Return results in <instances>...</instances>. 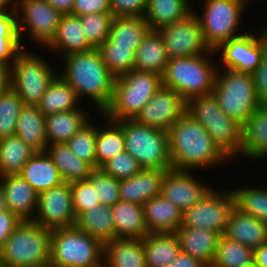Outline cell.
Here are the masks:
<instances>
[{
	"label": "cell",
	"instance_id": "cell-1",
	"mask_svg": "<svg viewBox=\"0 0 267 267\" xmlns=\"http://www.w3.org/2000/svg\"><path fill=\"white\" fill-rule=\"evenodd\" d=\"M168 140L174 170H203L230 161L207 130L187 112L170 127Z\"/></svg>",
	"mask_w": 267,
	"mask_h": 267
},
{
	"label": "cell",
	"instance_id": "cell-2",
	"mask_svg": "<svg viewBox=\"0 0 267 267\" xmlns=\"http://www.w3.org/2000/svg\"><path fill=\"white\" fill-rule=\"evenodd\" d=\"M60 76L75 90L78 99L88 97L103 113L110 105L115 76L101 58L97 48L63 57Z\"/></svg>",
	"mask_w": 267,
	"mask_h": 267
},
{
	"label": "cell",
	"instance_id": "cell-3",
	"mask_svg": "<svg viewBox=\"0 0 267 267\" xmlns=\"http://www.w3.org/2000/svg\"><path fill=\"white\" fill-rule=\"evenodd\" d=\"M52 230L33 221H22L0 250L3 267H49Z\"/></svg>",
	"mask_w": 267,
	"mask_h": 267
},
{
	"label": "cell",
	"instance_id": "cell-4",
	"mask_svg": "<svg viewBox=\"0 0 267 267\" xmlns=\"http://www.w3.org/2000/svg\"><path fill=\"white\" fill-rule=\"evenodd\" d=\"M214 55L216 57L212 50L203 55L170 58L162 75V85L172 88L186 102L194 96L212 93L218 70L213 57L211 59Z\"/></svg>",
	"mask_w": 267,
	"mask_h": 267
},
{
	"label": "cell",
	"instance_id": "cell-5",
	"mask_svg": "<svg viewBox=\"0 0 267 267\" xmlns=\"http://www.w3.org/2000/svg\"><path fill=\"white\" fill-rule=\"evenodd\" d=\"M186 112L207 130L230 160L241 155L242 124L220 109L213 93L190 98L186 102Z\"/></svg>",
	"mask_w": 267,
	"mask_h": 267
},
{
	"label": "cell",
	"instance_id": "cell-6",
	"mask_svg": "<svg viewBox=\"0 0 267 267\" xmlns=\"http://www.w3.org/2000/svg\"><path fill=\"white\" fill-rule=\"evenodd\" d=\"M162 85V76L152 72L131 70L116 77L110 105L102 113L120 121L134 119Z\"/></svg>",
	"mask_w": 267,
	"mask_h": 267
},
{
	"label": "cell",
	"instance_id": "cell-7",
	"mask_svg": "<svg viewBox=\"0 0 267 267\" xmlns=\"http://www.w3.org/2000/svg\"><path fill=\"white\" fill-rule=\"evenodd\" d=\"M104 244L76 226L52 229L49 267H103Z\"/></svg>",
	"mask_w": 267,
	"mask_h": 267
},
{
	"label": "cell",
	"instance_id": "cell-8",
	"mask_svg": "<svg viewBox=\"0 0 267 267\" xmlns=\"http://www.w3.org/2000/svg\"><path fill=\"white\" fill-rule=\"evenodd\" d=\"M216 73L212 90L220 109L230 118L244 124L261 105L256 97L252 74L226 70Z\"/></svg>",
	"mask_w": 267,
	"mask_h": 267
},
{
	"label": "cell",
	"instance_id": "cell-9",
	"mask_svg": "<svg viewBox=\"0 0 267 267\" xmlns=\"http://www.w3.org/2000/svg\"><path fill=\"white\" fill-rule=\"evenodd\" d=\"M125 151L131 154L143 169H172L168 132L142 125L134 119H123Z\"/></svg>",
	"mask_w": 267,
	"mask_h": 267
},
{
	"label": "cell",
	"instance_id": "cell-10",
	"mask_svg": "<svg viewBox=\"0 0 267 267\" xmlns=\"http://www.w3.org/2000/svg\"><path fill=\"white\" fill-rule=\"evenodd\" d=\"M249 0H204L202 14L194 7L203 37L211 50H216L223 42L241 34L239 27ZM242 16V17H241ZM238 30V31H237Z\"/></svg>",
	"mask_w": 267,
	"mask_h": 267
},
{
	"label": "cell",
	"instance_id": "cell-11",
	"mask_svg": "<svg viewBox=\"0 0 267 267\" xmlns=\"http://www.w3.org/2000/svg\"><path fill=\"white\" fill-rule=\"evenodd\" d=\"M36 51L23 49L11 65L10 87L25 105L37 106L50 83L59 74Z\"/></svg>",
	"mask_w": 267,
	"mask_h": 267
},
{
	"label": "cell",
	"instance_id": "cell-12",
	"mask_svg": "<svg viewBox=\"0 0 267 267\" xmlns=\"http://www.w3.org/2000/svg\"><path fill=\"white\" fill-rule=\"evenodd\" d=\"M14 7L21 44L24 32L34 44L46 47L56 35L62 14L46 0H15Z\"/></svg>",
	"mask_w": 267,
	"mask_h": 267
},
{
	"label": "cell",
	"instance_id": "cell-13",
	"mask_svg": "<svg viewBox=\"0 0 267 267\" xmlns=\"http://www.w3.org/2000/svg\"><path fill=\"white\" fill-rule=\"evenodd\" d=\"M235 207L232 190L212 189L201 201L183 213L182 226L203 228L223 235Z\"/></svg>",
	"mask_w": 267,
	"mask_h": 267
},
{
	"label": "cell",
	"instance_id": "cell-14",
	"mask_svg": "<svg viewBox=\"0 0 267 267\" xmlns=\"http://www.w3.org/2000/svg\"><path fill=\"white\" fill-rule=\"evenodd\" d=\"M163 38L168 58L197 56L211 52L194 12L184 19L158 30Z\"/></svg>",
	"mask_w": 267,
	"mask_h": 267
},
{
	"label": "cell",
	"instance_id": "cell-15",
	"mask_svg": "<svg viewBox=\"0 0 267 267\" xmlns=\"http://www.w3.org/2000/svg\"><path fill=\"white\" fill-rule=\"evenodd\" d=\"M32 221L51 230L75 226L76 214L70 183L63 182L39 193Z\"/></svg>",
	"mask_w": 267,
	"mask_h": 267
},
{
	"label": "cell",
	"instance_id": "cell-16",
	"mask_svg": "<svg viewBox=\"0 0 267 267\" xmlns=\"http://www.w3.org/2000/svg\"><path fill=\"white\" fill-rule=\"evenodd\" d=\"M244 33V34H243ZM242 35L223 42L215 53L219 55L218 67L226 70L252 74L265 54L264 44L259 35L243 32Z\"/></svg>",
	"mask_w": 267,
	"mask_h": 267
},
{
	"label": "cell",
	"instance_id": "cell-17",
	"mask_svg": "<svg viewBox=\"0 0 267 267\" xmlns=\"http://www.w3.org/2000/svg\"><path fill=\"white\" fill-rule=\"evenodd\" d=\"M186 112V101L172 88L161 85L134 120L142 125L168 132Z\"/></svg>",
	"mask_w": 267,
	"mask_h": 267
},
{
	"label": "cell",
	"instance_id": "cell-18",
	"mask_svg": "<svg viewBox=\"0 0 267 267\" xmlns=\"http://www.w3.org/2000/svg\"><path fill=\"white\" fill-rule=\"evenodd\" d=\"M195 171L174 170L166 171L161 195L177 206L183 213L201 201L212 188L194 177Z\"/></svg>",
	"mask_w": 267,
	"mask_h": 267
},
{
	"label": "cell",
	"instance_id": "cell-19",
	"mask_svg": "<svg viewBox=\"0 0 267 267\" xmlns=\"http://www.w3.org/2000/svg\"><path fill=\"white\" fill-rule=\"evenodd\" d=\"M7 209L22 221H32L37 208L38 193L19 174L0 177Z\"/></svg>",
	"mask_w": 267,
	"mask_h": 267
},
{
	"label": "cell",
	"instance_id": "cell-20",
	"mask_svg": "<svg viewBox=\"0 0 267 267\" xmlns=\"http://www.w3.org/2000/svg\"><path fill=\"white\" fill-rule=\"evenodd\" d=\"M168 170L142 169L133 177L120 180V200L143 205L161 195L162 182Z\"/></svg>",
	"mask_w": 267,
	"mask_h": 267
},
{
	"label": "cell",
	"instance_id": "cell-21",
	"mask_svg": "<svg viewBox=\"0 0 267 267\" xmlns=\"http://www.w3.org/2000/svg\"><path fill=\"white\" fill-rule=\"evenodd\" d=\"M180 251L200 260L207 267L214 261L220 234L203 228L180 226L175 232Z\"/></svg>",
	"mask_w": 267,
	"mask_h": 267
},
{
	"label": "cell",
	"instance_id": "cell-22",
	"mask_svg": "<svg viewBox=\"0 0 267 267\" xmlns=\"http://www.w3.org/2000/svg\"><path fill=\"white\" fill-rule=\"evenodd\" d=\"M45 48L56 52L60 58L93 49L83 33L80 16L72 14L61 16L56 35Z\"/></svg>",
	"mask_w": 267,
	"mask_h": 267
},
{
	"label": "cell",
	"instance_id": "cell-23",
	"mask_svg": "<svg viewBox=\"0 0 267 267\" xmlns=\"http://www.w3.org/2000/svg\"><path fill=\"white\" fill-rule=\"evenodd\" d=\"M225 237L255 249L267 242V225L236 206L231 211Z\"/></svg>",
	"mask_w": 267,
	"mask_h": 267
},
{
	"label": "cell",
	"instance_id": "cell-24",
	"mask_svg": "<svg viewBox=\"0 0 267 267\" xmlns=\"http://www.w3.org/2000/svg\"><path fill=\"white\" fill-rule=\"evenodd\" d=\"M142 207L149 233H175L182 225L183 212L162 195L148 200Z\"/></svg>",
	"mask_w": 267,
	"mask_h": 267
},
{
	"label": "cell",
	"instance_id": "cell-25",
	"mask_svg": "<svg viewBox=\"0 0 267 267\" xmlns=\"http://www.w3.org/2000/svg\"><path fill=\"white\" fill-rule=\"evenodd\" d=\"M241 155L251 160L267 156V105H260L242 125Z\"/></svg>",
	"mask_w": 267,
	"mask_h": 267
},
{
	"label": "cell",
	"instance_id": "cell-26",
	"mask_svg": "<svg viewBox=\"0 0 267 267\" xmlns=\"http://www.w3.org/2000/svg\"><path fill=\"white\" fill-rule=\"evenodd\" d=\"M19 175L39 194L64 182L58 167L47 152H36Z\"/></svg>",
	"mask_w": 267,
	"mask_h": 267
},
{
	"label": "cell",
	"instance_id": "cell-27",
	"mask_svg": "<svg viewBox=\"0 0 267 267\" xmlns=\"http://www.w3.org/2000/svg\"><path fill=\"white\" fill-rule=\"evenodd\" d=\"M103 267H147L142 239L115 238L104 243Z\"/></svg>",
	"mask_w": 267,
	"mask_h": 267
},
{
	"label": "cell",
	"instance_id": "cell-28",
	"mask_svg": "<svg viewBox=\"0 0 267 267\" xmlns=\"http://www.w3.org/2000/svg\"><path fill=\"white\" fill-rule=\"evenodd\" d=\"M168 60L161 33L158 30H150L136 50L134 70L162 76Z\"/></svg>",
	"mask_w": 267,
	"mask_h": 267
},
{
	"label": "cell",
	"instance_id": "cell-29",
	"mask_svg": "<svg viewBox=\"0 0 267 267\" xmlns=\"http://www.w3.org/2000/svg\"><path fill=\"white\" fill-rule=\"evenodd\" d=\"M15 135L35 152H46V116L37 106L24 105L17 119Z\"/></svg>",
	"mask_w": 267,
	"mask_h": 267
},
{
	"label": "cell",
	"instance_id": "cell-30",
	"mask_svg": "<svg viewBox=\"0 0 267 267\" xmlns=\"http://www.w3.org/2000/svg\"><path fill=\"white\" fill-rule=\"evenodd\" d=\"M111 211L116 238L143 239L149 234L142 205L119 200Z\"/></svg>",
	"mask_w": 267,
	"mask_h": 267
},
{
	"label": "cell",
	"instance_id": "cell-31",
	"mask_svg": "<svg viewBox=\"0 0 267 267\" xmlns=\"http://www.w3.org/2000/svg\"><path fill=\"white\" fill-rule=\"evenodd\" d=\"M84 109L56 112L46 115V137L48 144L66 143L92 117Z\"/></svg>",
	"mask_w": 267,
	"mask_h": 267
},
{
	"label": "cell",
	"instance_id": "cell-32",
	"mask_svg": "<svg viewBox=\"0 0 267 267\" xmlns=\"http://www.w3.org/2000/svg\"><path fill=\"white\" fill-rule=\"evenodd\" d=\"M75 226L103 244L116 238V230L110 206L96 205L76 217Z\"/></svg>",
	"mask_w": 267,
	"mask_h": 267
},
{
	"label": "cell",
	"instance_id": "cell-33",
	"mask_svg": "<svg viewBox=\"0 0 267 267\" xmlns=\"http://www.w3.org/2000/svg\"><path fill=\"white\" fill-rule=\"evenodd\" d=\"M142 241L147 267H167L180 252L175 233H149Z\"/></svg>",
	"mask_w": 267,
	"mask_h": 267
},
{
	"label": "cell",
	"instance_id": "cell-34",
	"mask_svg": "<svg viewBox=\"0 0 267 267\" xmlns=\"http://www.w3.org/2000/svg\"><path fill=\"white\" fill-rule=\"evenodd\" d=\"M46 152L58 167L64 182L86 180L94 168L77 157L66 143L48 144Z\"/></svg>",
	"mask_w": 267,
	"mask_h": 267
},
{
	"label": "cell",
	"instance_id": "cell-35",
	"mask_svg": "<svg viewBox=\"0 0 267 267\" xmlns=\"http://www.w3.org/2000/svg\"><path fill=\"white\" fill-rule=\"evenodd\" d=\"M75 90L58 74L50 83L37 107L46 116L56 112L82 109Z\"/></svg>",
	"mask_w": 267,
	"mask_h": 267
},
{
	"label": "cell",
	"instance_id": "cell-36",
	"mask_svg": "<svg viewBox=\"0 0 267 267\" xmlns=\"http://www.w3.org/2000/svg\"><path fill=\"white\" fill-rule=\"evenodd\" d=\"M150 30L145 18L113 17L109 39L114 43V47L131 48L136 53L138 46Z\"/></svg>",
	"mask_w": 267,
	"mask_h": 267
},
{
	"label": "cell",
	"instance_id": "cell-37",
	"mask_svg": "<svg viewBox=\"0 0 267 267\" xmlns=\"http://www.w3.org/2000/svg\"><path fill=\"white\" fill-rule=\"evenodd\" d=\"M193 12L189 0H147L145 20L151 30L184 19Z\"/></svg>",
	"mask_w": 267,
	"mask_h": 267
},
{
	"label": "cell",
	"instance_id": "cell-38",
	"mask_svg": "<svg viewBox=\"0 0 267 267\" xmlns=\"http://www.w3.org/2000/svg\"><path fill=\"white\" fill-rule=\"evenodd\" d=\"M106 127L97 123L96 138V169L100 168L113 156L125 151V139L122 129V120L114 121L105 117Z\"/></svg>",
	"mask_w": 267,
	"mask_h": 267
},
{
	"label": "cell",
	"instance_id": "cell-39",
	"mask_svg": "<svg viewBox=\"0 0 267 267\" xmlns=\"http://www.w3.org/2000/svg\"><path fill=\"white\" fill-rule=\"evenodd\" d=\"M36 152L20 137L12 135L0 139V177L19 174Z\"/></svg>",
	"mask_w": 267,
	"mask_h": 267
},
{
	"label": "cell",
	"instance_id": "cell-40",
	"mask_svg": "<svg viewBox=\"0 0 267 267\" xmlns=\"http://www.w3.org/2000/svg\"><path fill=\"white\" fill-rule=\"evenodd\" d=\"M17 31L15 7L0 11V62L12 65L16 56L24 49Z\"/></svg>",
	"mask_w": 267,
	"mask_h": 267
},
{
	"label": "cell",
	"instance_id": "cell-41",
	"mask_svg": "<svg viewBox=\"0 0 267 267\" xmlns=\"http://www.w3.org/2000/svg\"><path fill=\"white\" fill-rule=\"evenodd\" d=\"M254 263V249L221 235L211 267H248Z\"/></svg>",
	"mask_w": 267,
	"mask_h": 267
},
{
	"label": "cell",
	"instance_id": "cell-42",
	"mask_svg": "<svg viewBox=\"0 0 267 267\" xmlns=\"http://www.w3.org/2000/svg\"><path fill=\"white\" fill-rule=\"evenodd\" d=\"M235 206L267 225V186L234 187Z\"/></svg>",
	"mask_w": 267,
	"mask_h": 267
},
{
	"label": "cell",
	"instance_id": "cell-43",
	"mask_svg": "<svg viewBox=\"0 0 267 267\" xmlns=\"http://www.w3.org/2000/svg\"><path fill=\"white\" fill-rule=\"evenodd\" d=\"M97 49L115 77L134 69L135 53L131 48L114 47V43L108 38Z\"/></svg>",
	"mask_w": 267,
	"mask_h": 267
},
{
	"label": "cell",
	"instance_id": "cell-44",
	"mask_svg": "<svg viewBox=\"0 0 267 267\" xmlns=\"http://www.w3.org/2000/svg\"><path fill=\"white\" fill-rule=\"evenodd\" d=\"M24 105L11 87L0 92V139L15 135L17 119Z\"/></svg>",
	"mask_w": 267,
	"mask_h": 267
},
{
	"label": "cell",
	"instance_id": "cell-45",
	"mask_svg": "<svg viewBox=\"0 0 267 267\" xmlns=\"http://www.w3.org/2000/svg\"><path fill=\"white\" fill-rule=\"evenodd\" d=\"M92 119L85 124L66 144L80 159L96 169L97 124Z\"/></svg>",
	"mask_w": 267,
	"mask_h": 267
},
{
	"label": "cell",
	"instance_id": "cell-46",
	"mask_svg": "<svg viewBox=\"0 0 267 267\" xmlns=\"http://www.w3.org/2000/svg\"><path fill=\"white\" fill-rule=\"evenodd\" d=\"M112 13H94L80 16L86 40L93 48H98L109 38Z\"/></svg>",
	"mask_w": 267,
	"mask_h": 267
},
{
	"label": "cell",
	"instance_id": "cell-47",
	"mask_svg": "<svg viewBox=\"0 0 267 267\" xmlns=\"http://www.w3.org/2000/svg\"><path fill=\"white\" fill-rule=\"evenodd\" d=\"M87 180L95 189L101 205L112 207L120 200V180L105 174L100 168L94 169Z\"/></svg>",
	"mask_w": 267,
	"mask_h": 267
},
{
	"label": "cell",
	"instance_id": "cell-48",
	"mask_svg": "<svg viewBox=\"0 0 267 267\" xmlns=\"http://www.w3.org/2000/svg\"><path fill=\"white\" fill-rule=\"evenodd\" d=\"M100 169L105 174L122 180L133 177L143 168L131 154L127 151H123L105 162Z\"/></svg>",
	"mask_w": 267,
	"mask_h": 267
},
{
	"label": "cell",
	"instance_id": "cell-49",
	"mask_svg": "<svg viewBox=\"0 0 267 267\" xmlns=\"http://www.w3.org/2000/svg\"><path fill=\"white\" fill-rule=\"evenodd\" d=\"M72 191L73 209L76 217L83 211L96 205H101L95 189L91 183L86 180L70 182Z\"/></svg>",
	"mask_w": 267,
	"mask_h": 267
},
{
	"label": "cell",
	"instance_id": "cell-50",
	"mask_svg": "<svg viewBox=\"0 0 267 267\" xmlns=\"http://www.w3.org/2000/svg\"><path fill=\"white\" fill-rule=\"evenodd\" d=\"M113 17H142L147 9V0H109Z\"/></svg>",
	"mask_w": 267,
	"mask_h": 267
},
{
	"label": "cell",
	"instance_id": "cell-51",
	"mask_svg": "<svg viewBox=\"0 0 267 267\" xmlns=\"http://www.w3.org/2000/svg\"><path fill=\"white\" fill-rule=\"evenodd\" d=\"M256 97L261 105H267V54L265 53L260 64L252 73Z\"/></svg>",
	"mask_w": 267,
	"mask_h": 267
},
{
	"label": "cell",
	"instance_id": "cell-52",
	"mask_svg": "<svg viewBox=\"0 0 267 267\" xmlns=\"http://www.w3.org/2000/svg\"><path fill=\"white\" fill-rule=\"evenodd\" d=\"M94 13H111L109 0H75L72 15L83 16Z\"/></svg>",
	"mask_w": 267,
	"mask_h": 267
},
{
	"label": "cell",
	"instance_id": "cell-53",
	"mask_svg": "<svg viewBox=\"0 0 267 267\" xmlns=\"http://www.w3.org/2000/svg\"><path fill=\"white\" fill-rule=\"evenodd\" d=\"M21 222L22 220L9 210L0 211V250L7 238Z\"/></svg>",
	"mask_w": 267,
	"mask_h": 267
},
{
	"label": "cell",
	"instance_id": "cell-54",
	"mask_svg": "<svg viewBox=\"0 0 267 267\" xmlns=\"http://www.w3.org/2000/svg\"><path fill=\"white\" fill-rule=\"evenodd\" d=\"M167 267H207L200 260L191 257L188 254L179 252L177 257Z\"/></svg>",
	"mask_w": 267,
	"mask_h": 267
},
{
	"label": "cell",
	"instance_id": "cell-55",
	"mask_svg": "<svg viewBox=\"0 0 267 267\" xmlns=\"http://www.w3.org/2000/svg\"><path fill=\"white\" fill-rule=\"evenodd\" d=\"M54 9L62 15L71 14L75 0H46Z\"/></svg>",
	"mask_w": 267,
	"mask_h": 267
},
{
	"label": "cell",
	"instance_id": "cell-56",
	"mask_svg": "<svg viewBox=\"0 0 267 267\" xmlns=\"http://www.w3.org/2000/svg\"><path fill=\"white\" fill-rule=\"evenodd\" d=\"M11 66L0 62V92L10 88Z\"/></svg>",
	"mask_w": 267,
	"mask_h": 267
},
{
	"label": "cell",
	"instance_id": "cell-57",
	"mask_svg": "<svg viewBox=\"0 0 267 267\" xmlns=\"http://www.w3.org/2000/svg\"><path fill=\"white\" fill-rule=\"evenodd\" d=\"M254 263L258 267H267V242L254 249Z\"/></svg>",
	"mask_w": 267,
	"mask_h": 267
},
{
	"label": "cell",
	"instance_id": "cell-58",
	"mask_svg": "<svg viewBox=\"0 0 267 267\" xmlns=\"http://www.w3.org/2000/svg\"><path fill=\"white\" fill-rule=\"evenodd\" d=\"M15 0H0V11L14 8Z\"/></svg>",
	"mask_w": 267,
	"mask_h": 267
},
{
	"label": "cell",
	"instance_id": "cell-59",
	"mask_svg": "<svg viewBox=\"0 0 267 267\" xmlns=\"http://www.w3.org/2000/svg\"><path fill=\"white\" fill-rule=\"evenodd\" d=\"M267 26V25H266ZM261 33L259 34L265 48V53L267 54V27L263 26Z\"/></svg>",
	"mask_w": 267,
	"mask_h": 267
},
{
	"label": "cell",
	"instance_id": "cell-60",
	"mask_svg": "<svg viewBox=\"0 0 267 267\" xmlns=\"http://www.w3.org/2000/svg\"><path fill=\"white\" fill-rule=\"evenodd\" d=\"M3 210H8V209H7L5 194L0 186V211Z\"/></svg>",
	"mask_w": 267,
	"mask_h": 267
},
{
	"label": "cell",
	"instance_id": "cell-61",
	"mask_svg": "<svg viewBox=\"0 0 267 267\" xmlns=\"http://www.w3.org/2000/svg\"><path fill=\"white\" fill-rule=\"evenodd\" d=\"M248 267H258V266L255 263H253L252 265H250Z\"/></svg>",
	"mask_w": 267,
	"mask_h": 267
}]
</instances>
